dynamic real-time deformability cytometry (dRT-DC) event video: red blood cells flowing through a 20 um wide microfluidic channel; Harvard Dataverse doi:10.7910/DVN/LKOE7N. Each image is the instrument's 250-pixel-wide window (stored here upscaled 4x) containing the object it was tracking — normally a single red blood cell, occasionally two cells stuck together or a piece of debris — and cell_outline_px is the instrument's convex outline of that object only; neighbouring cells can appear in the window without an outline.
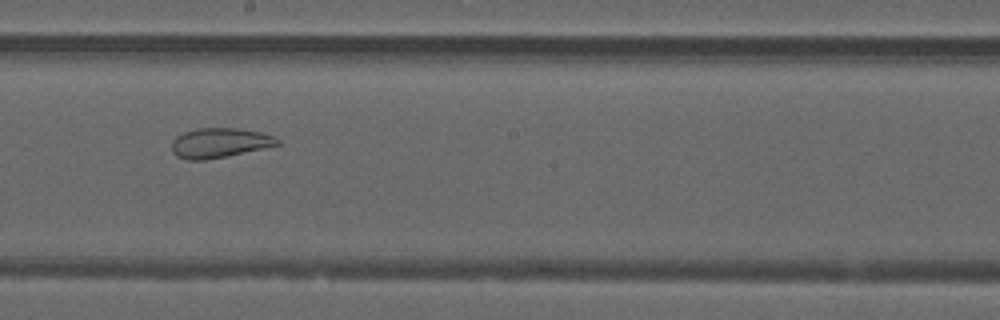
{"species": "common noctule bat (a hibernating species)", "species_latin": "Nyctalus noctula", "temperature_condition": "warm", "stored_images_in_passage": 51, "camera_frame_rate_fps": 3000, "um_per_image_px": 0.085, "animal": {"sex": "male", "forearm_length_mm": 52.5}, "frame": {"image": 1, "passage_image": 29, "time_ms": 9.333, "image_size_px": [1000, 320], "cell_outline_px": [[280, 144], [264, 148], [228, 156], [204, 160], [188, 160], [176, 156], [172, 152], [172, 140], [176, 136], [184, 132], [196, 128], [240, 128], [260, 132], [276, 136], [280, 140]], "centroid_in_image_um": [18.66, 12.14], "position_along_channel_um": 229.5, "area_um2": 18.5}}
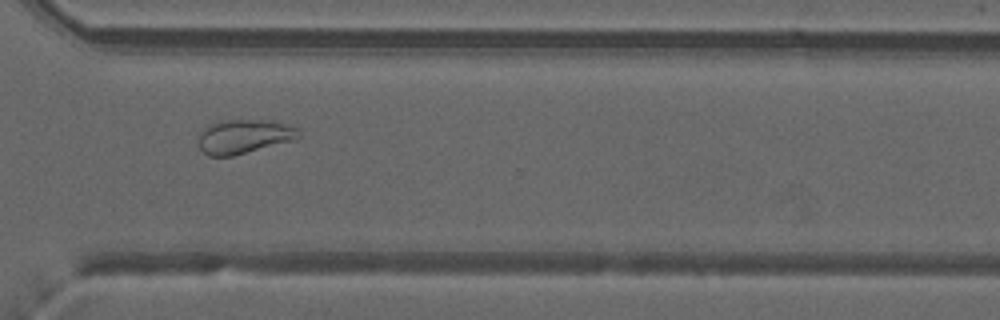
{"frame": {"image": 2, "passage_image": 38, "time_ms": 12.333, "image_size_px": [1000, 320], "cell_outline_px": [[300, 136], [296, 140], [232, 156], [208, 156], [200, 148], [196, 140], [200, 132], [208, 124], [228, 120], [272, 120], [296, 128], [300, 132]], "centroid_in_image_um": [20.72, 11.61], "position_along_channel_um": 349.9, "area_um2": 20.06}}
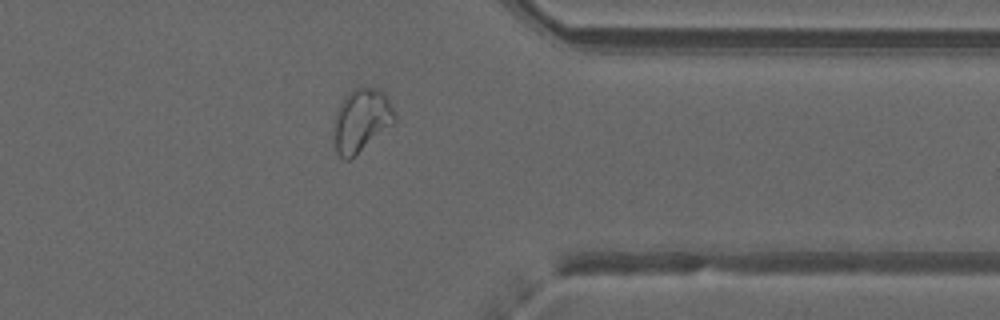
{"frame": {"image": 3, "passage_image": 41, "time_ms": 13.333, "image_size_px": [1000, 320], "cell_outline_px": [[396, 120], [392, 124], [348, 160], [344, 160], [336, 152], [332, 140], [332, 124], [336, 112], [340, 104], [352, 88], [364, 84], [376, 88], [384, 92], [392, 104], [396, 116]], "centroid_in_image_um": [30.67, 10.18], "position_along_channel_um": 380.7, "area_um2": 22.72}, "authors_computed_cell_mechanics": {"area_um2": 24.565, "velocity_mm_per_s": 4.0045, "shape_relaxation_time_tau1_ms": null, "shape_relaxation_time_tau2_ms": 1.7971, "deformation_change_tau1": null, "deformation_change_tau2": 0.0793}}